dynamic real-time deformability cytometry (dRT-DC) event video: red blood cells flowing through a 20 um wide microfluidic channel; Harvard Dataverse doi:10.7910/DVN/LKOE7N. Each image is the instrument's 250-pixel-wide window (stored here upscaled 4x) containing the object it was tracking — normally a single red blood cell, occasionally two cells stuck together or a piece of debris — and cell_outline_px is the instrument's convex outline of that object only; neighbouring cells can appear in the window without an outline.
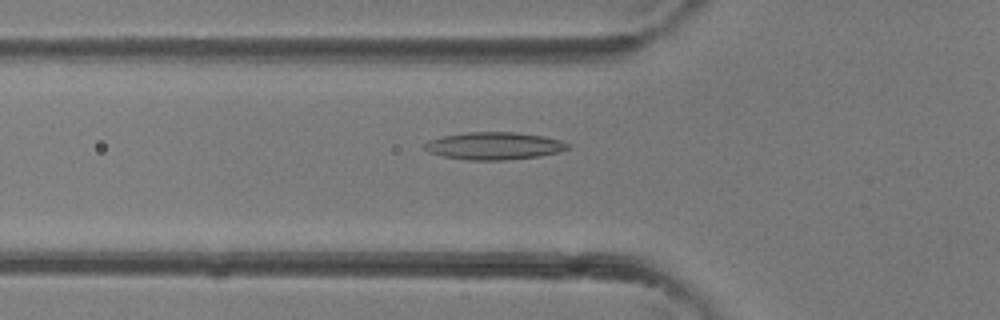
{"species": "common noctule bat (a hibernating species)", "species_latin": "Nyctalus noctula", "temperature_condition": "room temperature", "stored_images_in_passage": 33, "camera_frame_rate_fps": 3000, "um_per_image_px": 0.085, "animal": {"sex": "female"}, "frame": {"image": 1, "passage_image": 8, "time_ms": 2.333, "image_size_px": [1000, 320], "cell_outline_px": [[572, 144], [568, 148], [560, 152], [540, 156], [504, 160], [468, 160], [444, 156], [428, 152], [424, 148], [424, 144], [428, 140], [444, 136], [468, 132], [516, 132], [544, 136], [560, 140]], "centroid_in_image_um": [42.03, 12.4], "position_along_channel_um": 83.8, "area_um2": 22.95}}
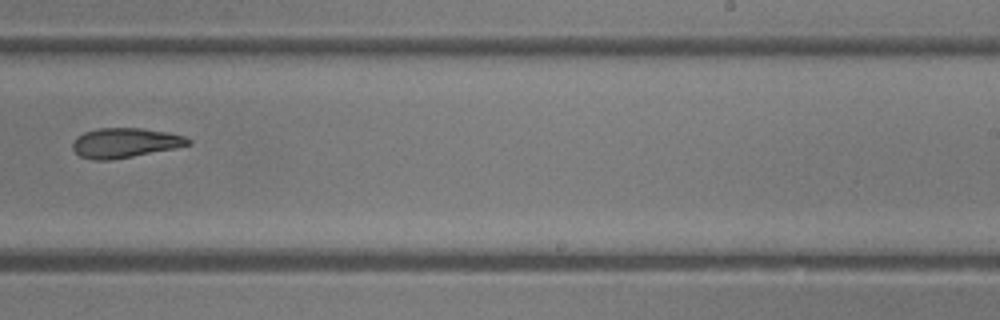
{"frame": {"image": 2, "passage_image": 19, "time_ms": 6.0, "image_size_px": [1000, 320], "cell_outline_px": [[192, 144], [176, 148], [112, 160], [92, 160], [80, 156], [72, 148], [72, 140], [76, 136], [84, 132], [96, 128], [144, 128], [168, 132], [184, 136], [192, 140]], "centroid_in_image_um": [10.62, 12.13], "position_along_channel_um": 278.4, "area_um2": 20.29}}
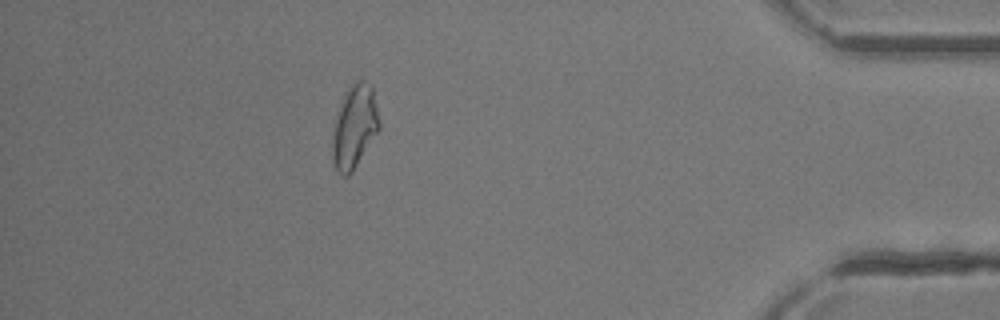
{"frame": {"image": 3, "passage_image": 29, "time_ms": 9.333, "image_size_px": [1000, 320], "cell_outline_px": [[380, 128], [352, 172], [348, 176], [344, 176], [336, 168], [332, 160], [332, 136], [336, 116], [344, 92], [352, 80], [364, 80], [372, 84], [380, 120]], "centroid_in_image_um": [30.13, 10.7], "position_along_channel_um": 405.1, "area_um2": 22.95}}